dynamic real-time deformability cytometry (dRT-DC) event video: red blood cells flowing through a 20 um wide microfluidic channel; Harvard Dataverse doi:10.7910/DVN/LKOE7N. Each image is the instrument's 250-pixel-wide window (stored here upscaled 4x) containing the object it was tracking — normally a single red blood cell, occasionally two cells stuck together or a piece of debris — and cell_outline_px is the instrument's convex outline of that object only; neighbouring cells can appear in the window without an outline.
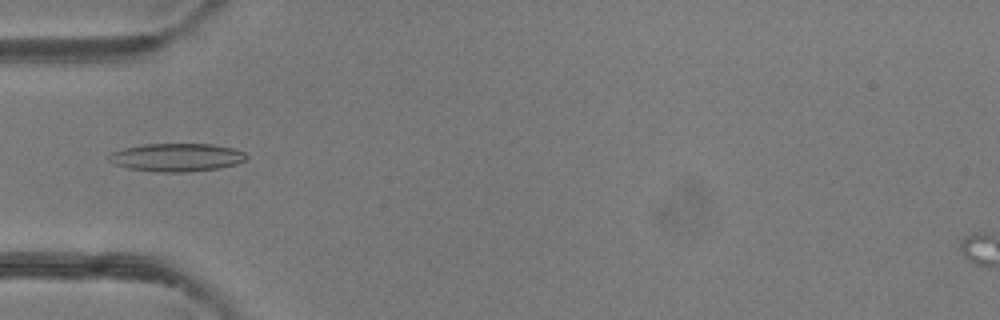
{"species": "common noctule bat (a hibernating species)", "species_latin": "Nyctalus noctula", "temperature_condition": "room temperature", "stored_images_in_passage": 5, "camera_frame_rate_fps": 3000, "um_per_image_px": 0.085, "animal": {"sex": "female"}, "frame": {"image": 1, "passage_image": 5, "time_ms": 4.333, "image_size_px": [1000, 320], "cell_outline_px": [[248, 156], [244, 160], [236, 164], [220, 168], [188, 172], [160, 172], [128, 168], [112, 164], [108, 160], [108, 156], [112, 152], [124, 148], [144, 144], [212, 144], [232, 148], [244, 152]], "centroid_in_image_um": [15.0, 13.38], "position_along_channel_um": 70.0, "area_um2": 22.54}}